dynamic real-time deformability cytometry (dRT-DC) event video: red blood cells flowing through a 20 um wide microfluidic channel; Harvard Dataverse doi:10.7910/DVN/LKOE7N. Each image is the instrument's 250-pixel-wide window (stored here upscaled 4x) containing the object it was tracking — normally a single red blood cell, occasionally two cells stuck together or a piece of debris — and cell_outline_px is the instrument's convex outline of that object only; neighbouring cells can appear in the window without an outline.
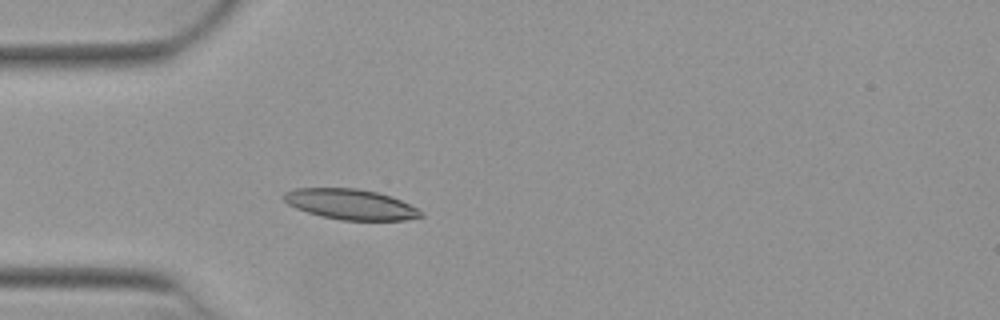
{"species": "Egyptian fruit bat (a non-hibernating species)", "species_latin": "Rousettus aegyptiacus", "temperature_condition": "warm", "stored_images_in_passage": 42, "camera_frame_rate_fps": 3000, "um_per_image_px": 0.085, "animal": {"sex": "female"}, "frame": {"image": 1, "passage_image": 8, "time_ms": 2.333, "image_size_px": [1000, 320], "cell_outline_px": [[424, 216], [404, 220], [340, 220], [320, 216], [296, 208], [288, 204], [280, 196], [284, 192], [296, 188], [356, 188], [376, 192], [400, 200], [424, 212]], "centroid_in_image_um": [29.76, 17.37], "position_along_channel_um": 55.2, "area_um2": 24.22}}
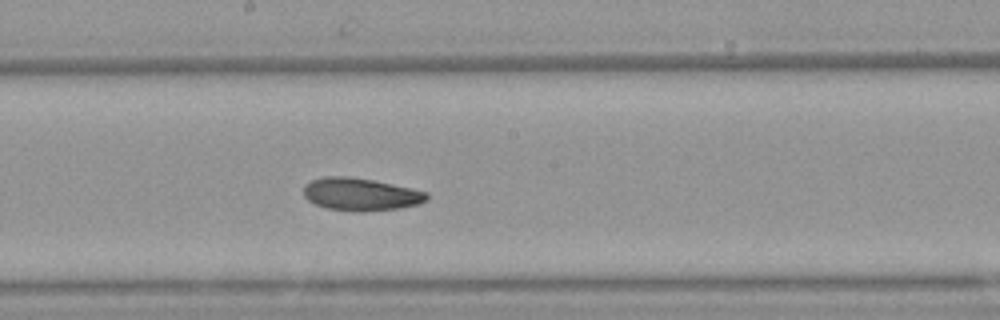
{"frame": {"image": 2, "passage_image": 21, "time_ms": 6.667, "image_size_px": [1000, 320], "cell_outline_px": [[428, 200], [420, 204], [400, 208], [360, 212], [352, 212], [324, 208], [308, 200], [304, 196], [304, 184], [312, 180], [324, 176], [348, 176], [372, 180], [412, 188], [428, 192]], "centroid_in_image_um": [30.66, 16.52], "position_along_channel_um": 217.5, "area_um2": 23.7}}
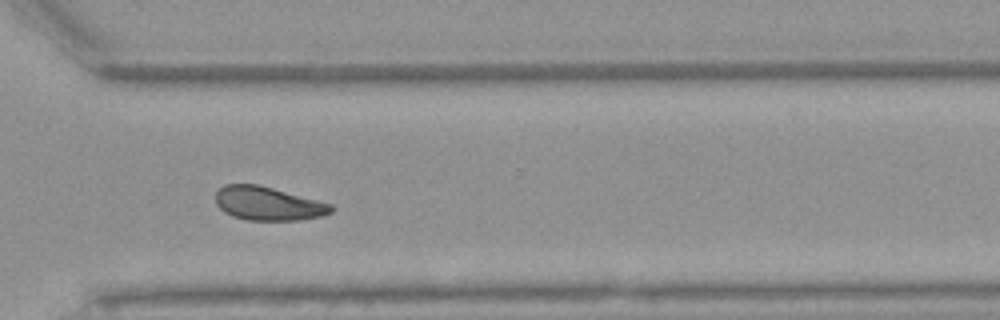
{"frame": {"image": 3, "passage_image": 31, "time_ms": 10.0, "image_size_px": [1000, 320], "cell_outline_px": [[336, 208], [332, 212], [324, 216], [300, 220], [244, 220], [232, 216], [224, 212], [216, 204], [216, 192], [224, 184], [256, 184], [272, 188], [332, 204]], "centroid_in_image_um": [22.8, 17.31], "position_along_channel_um": 347.8, "area_um2": 22.72}, "authors_computed_cell_mechanics": {"area_um2": 23.0622, "velocity_mm_per_s": 3.9036, "shape_relaxation_time_tau1_ms": 4.4249, "shape_relaxation_time_tau2_ms": 8.6466, "deformation_change_tau1": 0.1179, "deformation_change_tau2": 0.1541}}